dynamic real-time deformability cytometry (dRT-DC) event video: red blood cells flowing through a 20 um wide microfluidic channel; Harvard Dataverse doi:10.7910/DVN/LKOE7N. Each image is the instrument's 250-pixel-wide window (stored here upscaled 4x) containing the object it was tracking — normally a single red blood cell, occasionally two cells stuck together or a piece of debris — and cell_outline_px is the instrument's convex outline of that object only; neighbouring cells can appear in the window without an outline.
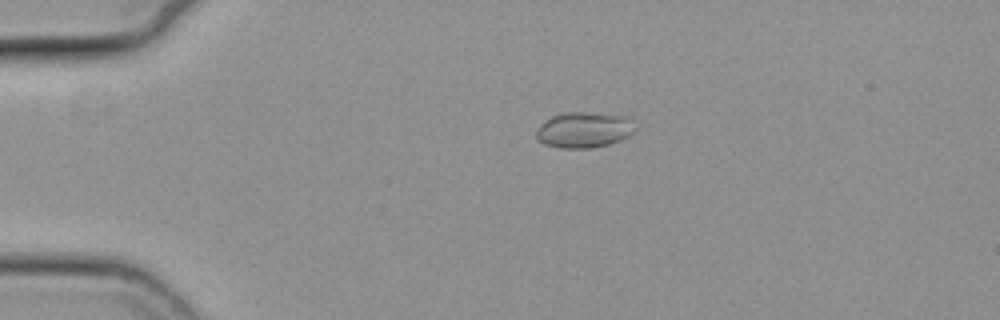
{"species": "common noctule bat (a hibernating species)", "species_latin": "Nyctalus noctula", "temperature_condition": "cold", "stored_images_in_passage": 45, "camera_frame_rate_fps": 3000, "um_per_image_px": 0.085, "animal": {"sex": "female", "body_mass_g": 19.3, "forearm_length_mm": 54.1}, "frame": {"image": 1, "passage_image": 3, "time_ms": 0.667, "image_size_px": [1000, 320], "cell_outline_px": [[636, 128], [628, 136], [620, 140], [608, 144], [592, 148], [560, 148], [544, 144], [536, 140], [536, 132], [540, 124], [544, 120], [552, 116], [564, 112], [584, 112], [632, 116]], "centroid_in_image_um": [49.65, 11.03], "position_along_channel_um": 35.4, "area_um2": 20.92}}
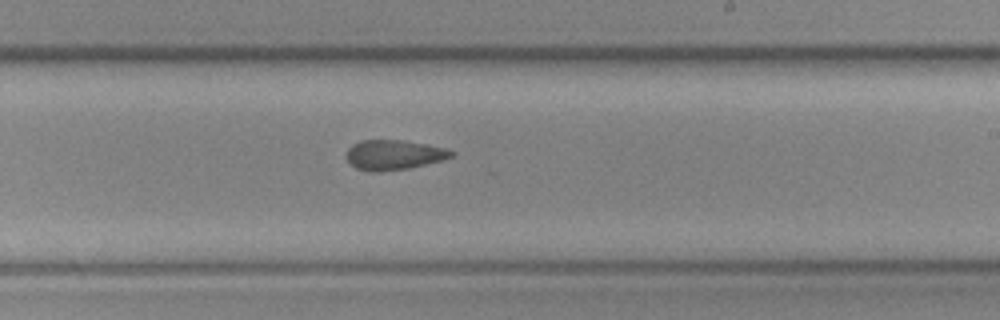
{"frame": {"image": 2, "passage_image": 23, "time_ms": 7.333, "image_size_px": [1000, 320], "cell_outline_px": [[456, 152], [452, 156], [444, 160], [408, 168], [380, 172], [368, 172], [356, 168], [348, 160], [348, 148], [352, 144], [360, 140], [400, 140], [448, 148]], "centroid_in_image_um": [33.5, 13.17], "position_along_channel_um": 255.5, "area_um2": 18.26}}
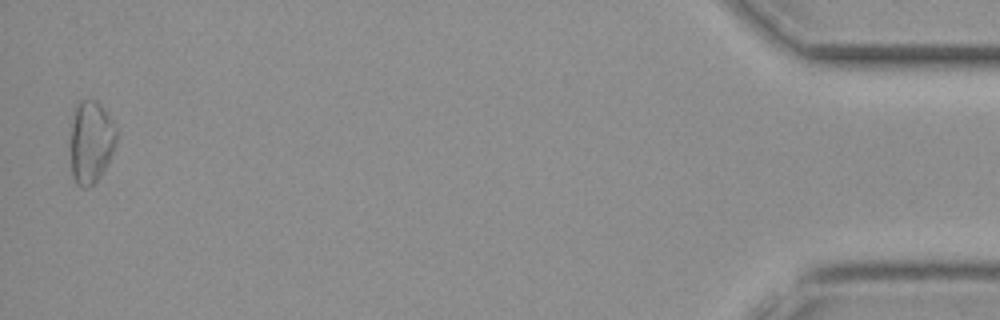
{"frame": {"image": 3, "passage_image": 44, "time_ms": 14.333, "image_size_px": [1000, 320], "cell_outline_px": [[116, 144], [100, 176], [88, 188], [84, 188], [76, 184], [72, 176], [72, 124], [76, 100], [96, 100], [104, 108], [112, 120], [116, 128]], "centroid_in_image_um": [7.74, 12.03], "position_along_channel_um": 427.5, "area_um2": 21.79}}